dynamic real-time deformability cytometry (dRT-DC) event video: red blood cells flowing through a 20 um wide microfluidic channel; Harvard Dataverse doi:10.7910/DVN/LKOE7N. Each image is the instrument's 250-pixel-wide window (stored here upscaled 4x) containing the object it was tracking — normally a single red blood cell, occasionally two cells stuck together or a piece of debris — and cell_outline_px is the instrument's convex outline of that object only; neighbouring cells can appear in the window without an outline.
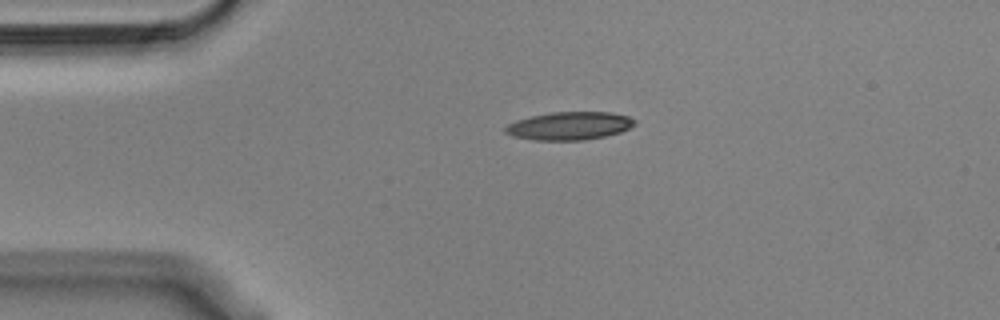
{"species": "Egyptian fruit bat (a non-hibernating species)", "species_latin": "Rousettus aegyptiacus", "temperature_condition": "cold", "stored_images_in_passage": 44, "camera_frame_rate_fps": 3000, "um_per_image_px": 0.085, "animal": {"sex": "male"}, "frame": {"image": 1, "passage_image": 1, "time_ms": 0.0, "image_size_px": [1000, 320], "cell_outline_px": [[636, 124], [620, 132], [604, 136], [584, 140], [536, 140], [512, 136], [504, 132], [504, 128], [508, 124], [516, 120], [532, 116], [552, 112], [612, 112], [628, 116], [636, 120]], "centroid_in_image_um": [48.4, 10.69], "position_along_channel_um": 36.6, "area_um2": 21.1}}
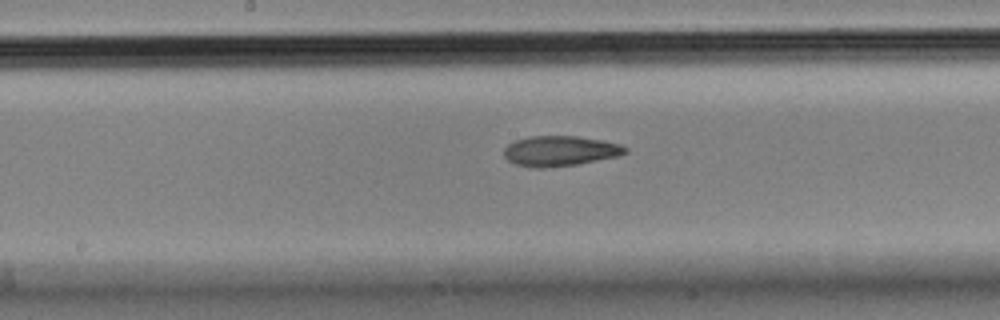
{"frame": {"image": 2, "passage_image": 17, "time_ms": 5.333, "image_size_px": [1000, 320], "cell_outline_px": [[628, 152], [616, 156], [576, 164], [544, 168], [532, 168], [516, 164], [508, 160], [504, 156], [504, 148], [508, 144], [516, 140], [528, 136], [576, 136], [604, 140], [620, 144], [628, 148]], "centroid_in_image_um": [47.58, 12.82], "position_along_channel_um": 200.6, "area_um2": 21.33}}
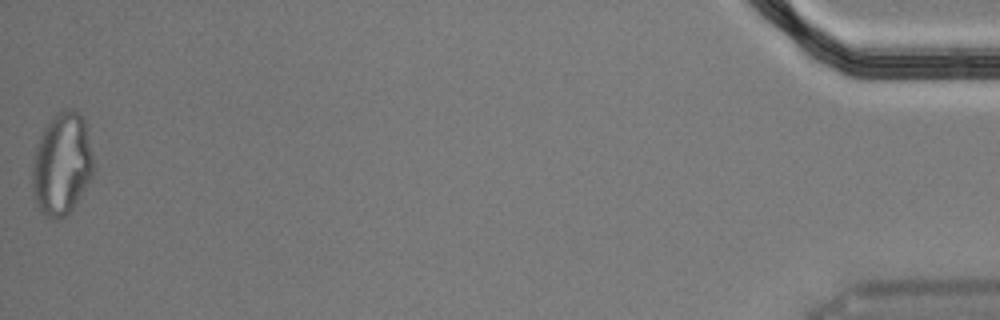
{"frame": {"image": 3, "passage_image": 44, "time_ms": 14.333, "image_size_px": [1000, 320], "cell_outline_px": [[92, 176], [88, 184], [72, 208], [64, 216], [56, 220], [48, 220], [40, 212], [32, 188], [32, 168], [36, 148], [40, 136], [44, 128], [60, 112], [72, 108], [80, 112], [84, 120], [92, 156]], "centroid_in_image_um": [5.24, 13.99], "position_along_channel_um": 430.0, "area_um2": 35.89}, "authors_computed_cell_mechanics": {"area_um2": 21.7328, "velocity_mm_per_s": 3.6336, "shape_relaxation_time_tau1_ms": null, "shape_relaxation_time_tau2_ms": 2.4981, "deformation_change_tau1": null, "deformation_change_tau2": 0.1077}}